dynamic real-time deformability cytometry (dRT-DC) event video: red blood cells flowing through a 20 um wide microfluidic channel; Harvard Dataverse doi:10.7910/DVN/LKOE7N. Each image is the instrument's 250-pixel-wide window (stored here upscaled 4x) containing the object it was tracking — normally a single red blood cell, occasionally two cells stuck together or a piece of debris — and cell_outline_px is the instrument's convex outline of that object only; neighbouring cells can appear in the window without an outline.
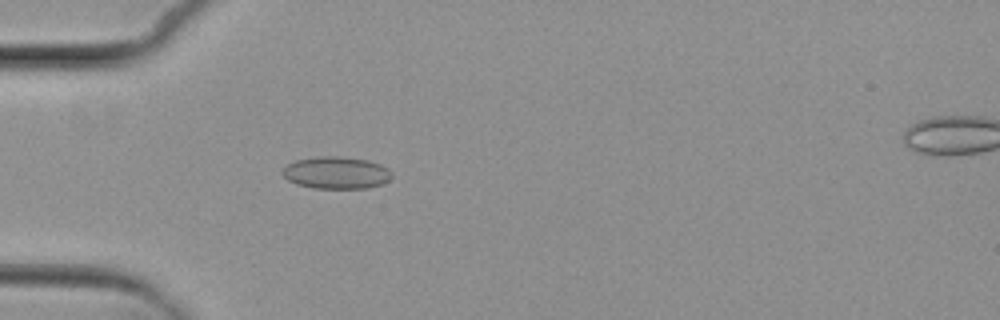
{"species": "common noctule bat (a hibernating species)", "species_latin": "Nyctalus noctula", "temperature_condition": "cold", "stored_images_in_passage": 5, "camera_frame_rate_fps": 3000, "um_per_image_px": 0.085, "animal": {"sex": "female", "body_mass_g": 29.2, "forearm_length_mm": 56.3}, "frame": {"image": 1, "passage_image": 4, "time_ms": 3.667, "image_size_px": [1000, 320], "cell_outline_px": [[392, 176], [388, 180], [380, 184], [368, 188], [312, 188], [296, 184], [288, 180], [284, 176], [284, 168], [288, 164], [296, 160], [320, 156], [336, 156], [368, 160], [380, 164], [388, 168], [392, 172]], "centroid_in_image_um": [28.6, 14.68], "position_along_channel_um": 56.4, "area_um2": 20.35}}